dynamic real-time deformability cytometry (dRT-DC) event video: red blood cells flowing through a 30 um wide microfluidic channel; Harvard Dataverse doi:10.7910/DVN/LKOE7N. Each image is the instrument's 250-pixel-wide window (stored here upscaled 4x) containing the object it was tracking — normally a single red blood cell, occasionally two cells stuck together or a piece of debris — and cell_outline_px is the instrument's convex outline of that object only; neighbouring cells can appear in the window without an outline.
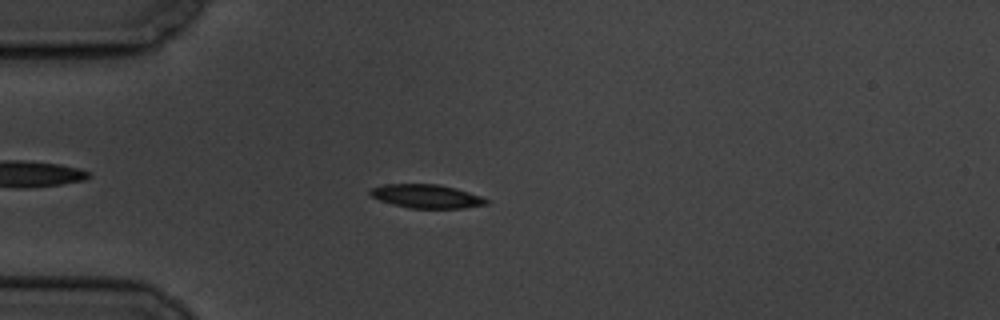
{"species": "common noctule bat (a hibernating species)", "species_latin": "Nyctalus noctula", "temperature_condition": "cold", "stored_images_in_passage": 6, "camera_frame_rate_fps": 3000, "um_per_image_px": 0.085, "animal": {"sex": "male", "body_mass_g": 19.5, "forearm_length_mm": 54.6}, "frame": {"image": 1, "passage_image": 4, "time_ms": 3.333, "image_size_px": [1000, 320], "cell_outline_px": [[488, 204], [464, 208], [408, 208], [392, 204], [380, 200], [372, 196], [368, 192], [372, 188], [384, 184], [440, 184], [456, 188], [480, 196], [488, 200]], "centroid_in_image_um": [36.25, 16.68], "position_along_channel_um": 48.8, "area_um2": 15.95}}
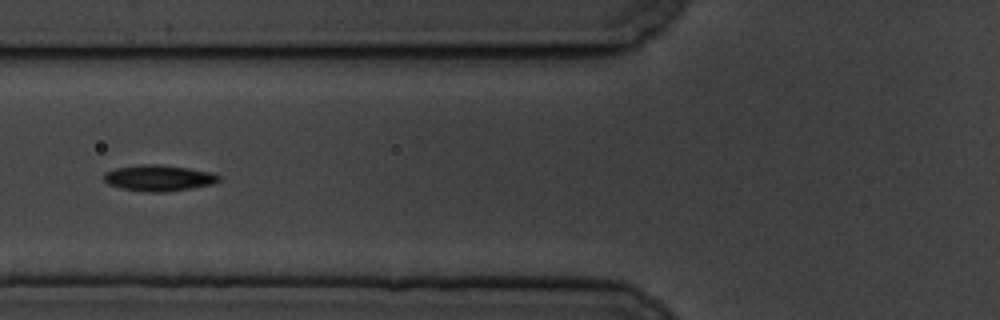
{"frame": {"image": 2, "passage_image": 6, "time_ms": 5.667, "image_size_px": [1000, 320], "cell_outline_px": [[220, 180], [212, 184], [192, 188], [164, 192], [148, 192], [120, 188], [108, 184], [104, 180], [104, 172], [116, 168], [140, 164], [160, 164], [188, 168], [212, 172], [220, 176]], "centroid_in_image_um": [13.48, 15.12], "position_along_channel_um": 112.3, "area_um2": 17.51}}